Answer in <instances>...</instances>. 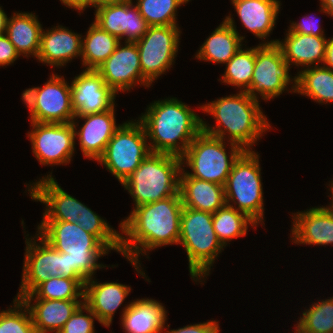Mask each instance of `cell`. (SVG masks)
I'll use <instances>...</instances> for the list:
<instances>
[{
    "instance_id": "obj_44",
    "label": "cell",
    "mask_w": 333,
    "mask_h": 333,
    "mask_svg": "<svg viewBox=\"0 0 333 333\" xmlns=\"http://www.w3.org/2000/svg\"><path fill=\"white\" fill-rule=\"evenodd\" d=\"M64 5L75 10L83 11L87 7H92V0H60Z\"/></svg>"
},
{
    "instance_id": "obj_24",
    "label": "cell",
    "mask_w": 333,
    "mask_h": 333,
    "mask_svg": "<svg viewBox=\"0 0 333 333\" xmlns=\"http://www.w3.org/2000/svg\"><path fill=\"white\" fill-rule=\"evenodd\" d=\"M179 193L183 207L215 213L226 204L224 186L180 173Z\"/></svg>"
},
{
    "instance_id": "obj_31",
    "label": "cell",
    "mask_w": 333,
    "mask_h": 333,
    "mask_svg": "<svg viewBox=\"0 0 333 333\" xmlns=\"http://www.w3.org/2000/svg\"><path fill=\"white\" fill-rule=\"evenodd\" d=\"M86 37L82 38L81 59L86 70H97L115 51L120 40L102 30L94 22L88 28Z\"/></svg>"
},
{
    "instance_id": "obj_16",
    "label": "cell",
    "mask_w": 333,
    "mask_h": 333,
    "mask_svg": "<svg viewBox=\"0 0 333 333\" xmlns=\"http://www.w3.org/2000/svg\"><path fill=\"white\" fill-rule=\"evenodd\" d=\"M74 117L71 85H68L63 76L52 74L42 88L38 87L36 108L30 121L70 123L76 120Z\"/></svg>"
},
{
    "instance_id": "obj_34",
    "label": "cell",
    "mask_w": 333,
    "mask_h": 333,
    "mask_svg": "<svg viewBox=\"0 0 333 333\" xmlns=\"http://www.w3.org/2000/svg\"><path fill=\"white\" fill-rule=\"evenodd\" d=\"M226 64V70L221 81L239 87L241 92H248L251 87L255 65V47L247 48V50L240 48Z\"/></svg>"
},
{
    "instance_id": "obj_33",
    "label": "cell",
    "mask_w": 333,
    "mask_h": 333,
    "mask_svg": "<svg viewBox=\"0 0 333 333\" xmlns=\"http://www.w3.org/2000/svg\"><path fill=\"white\" fill-rule=\"evenodd\" d=\"M84 285L82 279L50 277L22 299L84 300Z\"/></svg>"
},
{
    "instance_id": "obj_5",
    "label": "cell",
    "mask_w": 333,
    "mask_h": 333,
    "mask_svg": "<svg viewBox=\"0 0 333 333\" xmlns=\"http://www.w3.org/2000/svg\"><path fill=\"white\" fill-rule=\"evenodd\" d=\"M181 157L150 153L122 185L133 197L135 207L180 195Z\"/></svg>"
},
{
    "instance_id": "obj_49",
    "label": "cell",
    "mask_w": 333,
    "mask_h": 333,
    "mask_svg": "<svg viewBox=\"0 0 333 333\" xmlns=\"http://www.w3.org/2000/svg\"><path fill=\"white\" fill-rule=\"evenodd\" d=\"M330 188H331V189H329V190L332 192V193H331V195H332V197H331L332 199H331V200L333 201V181H331V186H330ZM324 208L327 209V210H329V211H331V212H333V202H332V205H331V206H330V205L327 206V207L324 206Z\"/></svg>"
},
{
    "instance_id": "obj_6",
    "label": "cell",
    "mask_w": 333,
    "mask_h": 333,
    "mask_svg": "<svg viewBox=\"0 0 333 333\" xmlns=\"http://www.w3.org/2000/svg\"><path fill=\"white\" fill-rule=\"evenodd\" d=\"M178 244L187 252L191 278L199 281L209 275L224 248L213 228V213L183 207Z\"/></svg>"
},
{
    "instance_id": "obj_29",
    "label": "cell",
    "mask_w": 333,
    "mask_h": 333,
    "mask_svg": "<svg viewBox=\"0 0 333 333\" xmlns=\"http://www.w3.org/2000/svg\"><path fill=\"white\" fill-rule=\"evenodd\" d=\"M42 26L32 13H14L7 20L6 35L19 55H34L40 50Z\"/></svg>"
},
{
    "instance_id": "obj_10",
    "label": "cell",
    "mask_w": 333,
    "mask_h": 333,
    "mask_svg": "<svg viewBox=\"0 0 333 333\" xmlns=\"http://www.w3.org/2000/svg\"><path fill=\"white\" fill-rule=\"evenodd\" d=\"M25 239L27 246L22 280L16 299L21 300L50 277L81 279L70 267L68 254L57 251L39 234L36 235V239L39 240L40 244H36L34 238Z\"/></svg>"
},
{
    "instance_id": "obj_22",
    "label": "cell",
    "mask_w": 333,
    "mask_h": 333,
    "mask_svg": "<svg viewBox=\"0 0 333 333\" xmlns=\"http://www.w3.org/2000/svg\"><path fill=\"white\" fill-rule=\"evenodd\" d=\"M284 41L271 40L265 44H277L283 53L288 68L294 64L308 68L318 66L325 59L326 43L325 36H314L311 34L294 33L288 30Z\"/></svg>"
},
{
    "instance_id": "obj_9",
    "label": "cell",
    "mask_w": 333,
    "mask_h": 333,
    "mask_svg": "<svg viewBox=\"0 0 333 333\" xmlns=\"http://www.w3.org/2000/svg\"><path fill=\"white\" fill-rule=\"evenodd\" d=\"M143 125L125 122L116 130L97 160L122 184L151 153Z\"/></svg>"
},
{
    "instance_id": "obj_38",
    "label": "cell",
    "mask_w": 333,
    "mask_h": 333,
    "mask_svg": "<svg viewBox=\"0 0 333 333\" xmlns=\"http://www.w3.org/2000/svg\"><path fill=\"white\" fill-rule=\"evenodd\" d=\"M14 308L0 312V333H37L31 313L25 303L14 299Z\"/></svg>"
},
{
    "instance_id": "obj_50",
    "label": "cell",
    "mask_w": 333,
    "mask_h": 333,
    "mask_svg": "<svg viewBox=\"0 0 333 333\" xmlns=\"http://www.w3.org/2000/svg\"><path fill=\"white\" fill-rule=\"evenodd\" d=\"M295 333H312L309 331H303L297 324H296V328H295Z\"/></svg>"
},
{
    "instance_id": "obj_39",
    "label": "cell",
    "mask_w": 333,
    "mask_h": 333,
    "mask_svg": "<svg viewBox=\"0 0 333 333\" xmlns=\"http://www.w3.org/2000/svg\"><path fill=\"white\" fill-rule=\"evenodd\" d=\"M94 319L98 320L97 316L82 303L58 333H95Z\"/></svg>"
},
{
    "instance_id": "obj_18",
    "label": "cell",
    "mask_w": 333,
    "mask_h": 333,
    "mask_svg": "<svg viewBox=\"0 0 333 333\" xmlns=\"http://www.w3.org/2000/svg\"><path fill=\"white\" fill-rule=\"evenodd\" d=\"M50 173L29 185L28 191L32 200L46 204L42 221H66L77 223L79 214L82 213V203L67 194L55 181Z\"/></svg>"
},
{
    "instance_id": "obj_8",
    "label": "cell",
    "mask_w": 333,
    "mask_h": 333,
    "mask_svg": "<svg viewBox=\"0 0 333 333\" xmlns=\"http://www.w3.org/2000/svg\"><path fill=\"white\" fill-rule=\"evenodd\" d=\"M259 155L244 150L234 162L224 185L226 204L234 202L256 225L263 223L264 201Z\"/></svg>"
},
{
    "instance_id": "obj_47",
    "label": "cell",
    "mask_w": 333,
    "mask_h": 333,
    "mask_svg": "<svg viewBox=\"0 0 333 333\" xmlns=\"http://www.w3.org/2000/svg\"><path fill=\"white\" fill-rule=\"evenodd\" d=\"M7 20L8 17L0 6V35L6 34Z\"/></svg>"
},
{
    "instance_id": "obj_26",
    "label": "cell",
    "mask_w": 333,
    "mask_h": 333,
    "mask_svg": "<svg viewBox=\"0 0 333 333\" xmlns=\"http://www.w3.org/2000/svg\"><path fill=\"white\" fill-rule=\"evenodd\" d=\"M28 307L37 333H58L77 308L80 300L21 299ZM35 300V301H34ZM34 301L35 304H31Z\"/></svg>"
},
{
    "instance_id": "obj_42",
    "label": "cell",
    "mask_w": 333,
    "mask_h": 333,
    "mask_svg": "<svg viewBox=\"0 0 333 333\" xmlns=\"http://www.w3.org/2000/svg\"><path fill=\"white\" fill-rule=\"evenodd\" d=\"M218 321H208L200 324L187 325L183 328L166 331V333H219Z\"/></svg>"
},
{
    "instance_id": "obj_25",
    "label": "cell",
    "mask_w": 333,
    "mask_h": 333,
    "mask_svg": "<svg viewBox=\"0 0 333 333\" xmlns=\"http://www.w3.org/2000/svg\"><path fill=\"white\" fill-rule=\"evenodd\" d=\"M121 322L126 333H161L167 320V311L157 300L142 298L123 309Z\"/></svg>"
},
{
    "instance_id": "obj_19",
    "label": "cell",
    "mask_w": 333,
    "mask_h": 333,
    "mask_svg": "<svg viewBox=\"0 0 333 333\" xmlns=\"http://www.w3.org/2000/svg\"><path fill=\"white\" fill-rule=\"evenodd\" d=\"M114 108L100 113L74 117V119L85 120L78 132L76 131L77 123L75 121L72 122L75 130L74 136L79 138L80 148L84 157L98 160L107 147L108 142L120 127V125H116Z\"/></svg>"
},
{
    "instance_id": "obj_3",
    "label": "cell",
    "mask_w": 333,
    "mask_h": 333,
    "mask_svg": "<svg viewBox=\"0 0 333 333\" xmlns=\"http://www.w3.org/2000/svg\"><path fill=\"white\" fill-rule=\"evenodd\" d=\"M259 104V100L241 91L204 104L199 108L211 114L217 124L211 127L202 119V131L223 140L228 133L229 142L243 150H252L251 146L263 132L271 128Z\"/></svg>"
},
{
    "instance_id": "obj_23",
    "label": "cell",
    "mask_w": 333,
    "mask_h": 333,
    "mask_svg": "<svg viewBox=\"0 0 333 333\" xmlns=\"http://www.w3.org/2000/svg\"><path fill=\"white\" fill-rule=\"evenodd\" d=\"M82 36L63 26L41 32L39 62L51 66H64L74 57H81Z\"/></svg>"
},
{
    "instance_id": "obj_30",
    "label": "cell",
    "mask_w": 333,
    "mask_h": 333,
    "mask_svg": "<svg viewBox=\"0 0 333 333\" xmlns=\"http://www.w3.org/2000/svg\"><path fill=\"white\" fill-rule=\"evenodd\" d=\"M291 87L299 93L318 103L333 102V71L324 66H313L298 72Z\"/></svg>"
},
{
    "instance_id": "obj_13",
    "label": "cell",
    "mask_w": 333,
    "mask_h": 333,
    "mask_svg": "<svg viewBox=\"0 0 333 333\" xmlns=\"http://www.w3.org/2000/svg\"><path fill=\"white\" fill-rule=\"evenodd\" d=\"M28 133L33 154L42 165L69 164L74 154V125L70 123L30 122Z\"/></svg>"
},
{
    "instance_id": "obj_28",
    "label": "cell",
    "mask_w": 333,
    "mask_h": 333,
    "mask_svg": "<svg viewBox=\"0 0 333 333\" xmlns=\"http://www.w3.org/2000/svg\"><path fill=\"white\" fill-rule=\"evenodd\" d=\"M244 38L239 35L230 14L205 40L195 58L226 64L239 51Z\"/></svg>"
},
{
    "instance_id": "obj_46",
    "label": "cell",
    "mask_w": 333,
    "mask_h": 333,
    "mask_svg": "<svg viewBox=\"0 0 333 333\" xmlns=\"http://www.w3.org/2000/svg\"><path fill=\"white\" fill-rule=\"evenodd\" d=\"M321 2V10L323 13H326L333 17V0H320Z\"/></svg>"
},
{
    "instance_id": "obj_32",
    "label": "cell",
    "mask_w": 333,
    "mask_h": 333,
    "mask_svg": "<svg viewBox=\"0 0 333 333\" xmlns=\"http://www.w3.org/2000/svg\"><path fill=\"white\" fill-rule=\"evenodd\" d=\"M248 224L257 226L245 213L234 206L225 204L213 213V228L218 240L225 247L231 239L247 234Z\"/></svg>"
},
{
    "instance_id": "obj_37",
    "label": "cell",
    "mask_w": 333,
    "mask_h": 333,
    "mask_svg": "<svg viewBox=\"0 0 333 333\" xmlns=\"http://www.w3.org/2000/svg\"><path fill=\"white\" fill-rule=\"evenodd\" d=\"M297 325L312 333H333V297L321 300L302 313Z\"/></svg>"
},
{
    "instance_id": "obj_21",
    "label": "cell",
    "mask_w": 333,
    "mask_h": 333,
    "mask_svg": "<svg viewBox=\"0 0 333 333\" xmlns=\"http://www.w3.org/2000/svg\"><path fill=\"white\" fill-rule=\"evenodd\" d=\"M131 287L116 282L98 283L90 278L84 285V304L109 327L116 310L130 293Z\"/></svg>"
},
{
    "instance_id": "obj_1",
    "label": "cell",
    "mask_w": 333,
    "mask_h": 333,
    "mask_svg": "<svg viewBox=\"0 0 333 333\" xmlns=\"http://www.w3.org/2000/svg\"><path fill=\"white\" fill-rule=\"evenodd\" d=\"M183 204L180 195L134 207L131 214L120 223L124 235L120 238V253L135 270H140L139 255L168 244H178ZM139 264V265H138ZM140 267V268H139Z\"/></svg>"
},
{
    "instance_id": "obj_15",
    "label": "cell",
    "mask_w": 333,
    "mask_h": 333,
    "mask_svg": "<svg viewBox=\"0 0 333 333\" xmlns=\"http://www.w3.org/2000/svg\"><path fill=\"white\" fill-rule=\"evenodd\" d=\"M132 0L101 5L96 8L94 23L120 41L136 42L147 32L148 24Z\"/></svg>"
},
{
    "instance_id": "obj_11",
    "label": "cell",
    "mask_w": 333,
    "mask_h": 333,
    "mask_svg": "<svg viewBox=\"0 0 333 333\" xmlns=\"http://www.w3.org/2000/svg\"><path fill=\"white\" fill-rule=\"evenodd\" d=\"M178 25L149 26L135 43L140 55L142 75L152 84L173 65L179 48Z\"/></svg>"
},
{
    "instance_id": "obj_17",
    "label": "cell",
    "mask_w": 333,
    "mask_h": 333,
    "mask_svg": "<svg viewBox=\"0 0 333 333\" xmlns=\"http://www.w3.org/2000/svg\"><path fill=\"white\" fill-rule=\"evenodd\" d=\"M71 93L75 116L110 110L117 95L96 70L86 69L72 80Z\"/></svg>"
},
{
    "instance_id": "obj_45",
    "label": "cell",
    "mask_w": 333,
    "mask_h": 333,
    "mask_svg": "<svg viewBox=\"0 0 333 333\" xmlns=\"http://www.w3.org/2000/svg\"><path fill=\"white\" fill-rule=\"evenodd\" d=\"M323 66L333 71V37L327 40Z\"/></svg>"
},
{
    "instance_id": "obj_14",
    "label": "cell",
    "mask_w": 333,
    "mask_h": 333,
    "mask_svg": "<svg viewBox=\"0 0 333 333\" xmlns=\"http://www.w3.org/2000/svg\"><path fill=\"white\" fill-rule=\"evenodd\" d=\"M121 42L115 51L96 70L116 94L129 91L135 84L149 87L151 83L142 75L140 55L135 42ZM122 46V47H121Z\"/></svg>"
},
{
    "instance_id": "obj_7",
    "label": "cell",
    "mask_w": 333,
    "mask_h": 333,
    "mask_svg": "<svg viewBox=\"0 0 333 333\" xmlns=\"http://www.w3.org/2000/svg\"><path fill=\"white\" fill-rule=\"evenodd\" d=\"M230 146L228 157L223 139L201 131L181 156L182 164L185 166L186 163L192 170L191 173H185L190 177L224 186L234 162L244 151L235 143L230 142Z\"/></svg>"
},
{
    "instance_id": "obj_43",
    "label": "cell",
    "mask_w": 333,
    "mask_h": 333,
    "mask_svg": "<svg viewBox=\"0 0 333 333\" xmlns=\"http://www.w3.org/2000/svg\"><path fill=\"white\" fill-rule=\"evenodd\" d=\"M37 96L38 87L26 89L22 93V100L25 102L28 109L30 110V116H32L35 112Z\"/></svg>"
},
{
    "instance_id": "obj_12",
    "label": "cell",
    "mask_w": 333,
    "mask_h": 333,
    "mask_svg": "<svg viewBox=\"0 0 333 333\" xmlns=\"http://www.w3.org/2000/svg\"><path fill=\"white\" fill-rule=\"evenodd\" d=\"M284 59L281 48L277 44L260 43L255 47V65L251 87L248 94L258 99L260 94L264 100L281 95L293 79ZM286 88V89H285Z\"/></svg>"
},
{
    "instance_id": "obj_27",
    "label": "cell",
    "mask_w": 333,
    "mask_h": 333,
    "mask_svg": "<svg viewBox=\"0 0 333 333\" xmlns=\"http://www.w3.org/2000/svg\"><path fill=\"white\" fill-rule=\"evenodd\" d=\"M243 26L260 39L274 29L280 11L279 0H231Z\"/></svg>"
},
{
    "instance_id": "obj_41",
    "label": "cell",
    "mask_w": 333,
    "mask_h": 333,
    "mask_svg": "<svg viewBox=\"0 0 333 333\" xmlns=\"http://www.w3.org/2000/svg\"><path fill=\"white\" fill-rule=\"evenodd\" d=\"M14 45L11 43L9 37L6 34L0 35V65L6 66L14 63L19 57Z\"/></svg>"
},
{
    "instance_id": "obj_35",
    "label": "cell",
    "mask_w": 333,
    "mask_h": 333,
    "mask_svg": "<svg viewBox=\"0 0 333 333\" xmlns=\"http://www.w3.org/2000/svg\"><path fill=\"white\" fill-rule=\"evenodd\" d=\"M189 0H138L136 6L148 26L177 25V8Z\"/></svg>"
},
{
    "instance_id": "obj_40",
    "label": "cell",
    "mask_w": 333,
    "mask_h": 333,
    "mask_svg": "<svg viewBox=\"0 0 333 333\" xmlns=\"http://www.w3.org/2000/svg\"><path fill=\"white\" fill-rule=\"evenodd\" d=\"M308 16V17H307ZM303 17L299 23L292 22L289 30L294 33L311 34L314 36H324V30L320 28V21H315V17L312 18L309 15Z\"/></svg>"
},
{
    "instance_id": "obj_20",
    "label": "cell",
    "mask_w": 333,
    "mask_h": 333,
    "mask_svg": "<svg viewBox=\"0 0 333 333\" xmlns=\"http://www.w3.org/2000/svg\"><path fill=\"white\" fill-rule=\"evenodd\" d=\"M292 240L295 244H333V212L323 206L294 214Z\"/></svg>"
},
{
    "instance_id": "obj_48",
    "label": "cell",
    "mask_w": 333,
    "mask_h": 333,
    "mask_svg": "<svg viewBox=\"0 0 333 333\" xmlns=\"http://www.w3.org/2000/svg\"><path fill=\"white\" fill-rule=\"evenodd\" d=\"M125 0H92V7H99L101 5H105V4H112V3H116V2H122Z\"/></svg>"
},
{
    "instance_id": "obj_2",
    "label": "cell",
    "mask_w": 333,
    "mask_h": 333,
    "mask_svg": "<svg viewBox=\"0 0 333 333\" xmlns=\"http://www.w3.org/2000/svg\"><path fill=\"white\" fill-rule=\"evenodd\" d=\"M139 121L144 127L152 153L181 157L202 131V119L177 98L154 101Z\"/></svg>"
},
{
    "instance_id": "obj_36",
    "label": "cell",
    "mask_w": 333,
    "mask_h": 333,
    "mask_svg": "<svg viewBox=\"0 0 333 333\" xmlns=\"http://www.w3.org/2000/svg\"><path fill=\"white\" fill-rule=\"evenodd\" d=\"M77 224L86 232L94 235L108 250H116L120 253L121 234L83 203Z\"/></svg>"
},
{
    "instance_id": "obj_4",
    "label": "cell",
    "mask_w": 333,
    "mask_h": 333,
    "mask_svg": "<svg viewBox=\"0 0 333 333\" xmlns=\"http://www.w3.org/2000/svg\"><path fill=\"white\" fill-rule=\"evenodd\" d=\"M38 234L57 251L68 254L70 267L86 283L96 269L106 266L97 263L109 250L77 223L41 221ZM103 266V267H102Z\"/></svg>"
}]
</instances>
